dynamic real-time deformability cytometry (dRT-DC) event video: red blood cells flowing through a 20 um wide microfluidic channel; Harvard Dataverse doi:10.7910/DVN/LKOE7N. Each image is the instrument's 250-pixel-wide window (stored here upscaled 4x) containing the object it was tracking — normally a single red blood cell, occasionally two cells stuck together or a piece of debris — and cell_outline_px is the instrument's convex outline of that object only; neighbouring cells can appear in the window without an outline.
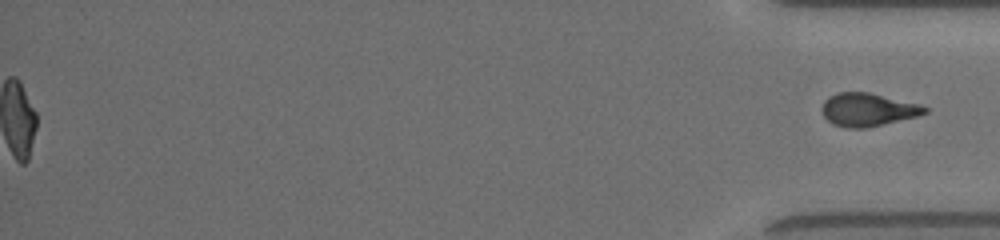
{"species": "common noctule bat (a hibernating species)", "species_latin": "Nyctalus noctula", "temperature_condition": "room temperature", "stored_images_in_passage": 30, "segment_of_instrument_passage": [2, 2], "camera_frame_rate_fps": 3000, "um_per_image_px": 0.085, "animal": {"sex": "female", "body_mass_g": 19.5, "forearm_length_mm": 54.1}, "frame": {"image": 1, "passage_image": 30, "time_ms": 17.333, "image_size_px": [1000, 240], "cell_outline_px": [[928, 112], [920, 116], [868, 128], [848, 128], [832, 124], [824, 116], [820, 108], [824, 100], [828, 96], [836, 92], [868, 92], [920, 104], [928, 108]], "centroid_in_image_um": [73.76, 9.32], "position_along_channel_um": 361.4, "area_um2": 20.17}}